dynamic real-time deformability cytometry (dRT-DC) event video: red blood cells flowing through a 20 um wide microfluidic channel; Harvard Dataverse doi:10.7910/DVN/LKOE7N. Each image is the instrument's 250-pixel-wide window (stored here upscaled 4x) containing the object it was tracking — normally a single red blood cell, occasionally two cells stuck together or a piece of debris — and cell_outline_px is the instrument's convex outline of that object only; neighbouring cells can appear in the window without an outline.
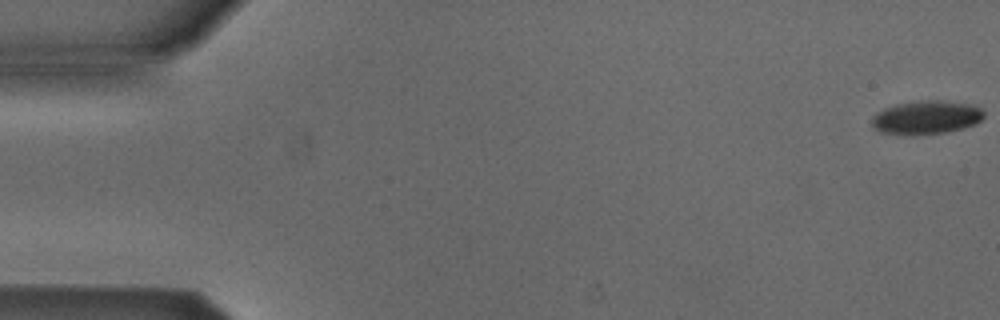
{"species": "Egyptian fruit bat (a non-hibernating species)", "species_latin": "Rousettus aegyptiacus", "temperature_condition": "cold", "stored_images_in_passage": 10, "camera_frame_rate_fps": 3000, "um_per_image_px": 0.085, "animal": {"sex": "male"}, "frame": {"image": 1, "passage_image": 1, "time_ms": 0.0, "image_size_px": [1000, 320], "cell_outline_px": [[984, 116], [976, 124], [964, 128], [944, 132], [880, 132], [872, 128], [872, 116], [884, 108], [896, 104], [928, 100], [940, 100], [972, 104], [980, 108], [984, 112]], "centroid_in_image_um": [78.78, 9.93], "position_along_channel_um": 6.2, "area_um2": 21.15}}